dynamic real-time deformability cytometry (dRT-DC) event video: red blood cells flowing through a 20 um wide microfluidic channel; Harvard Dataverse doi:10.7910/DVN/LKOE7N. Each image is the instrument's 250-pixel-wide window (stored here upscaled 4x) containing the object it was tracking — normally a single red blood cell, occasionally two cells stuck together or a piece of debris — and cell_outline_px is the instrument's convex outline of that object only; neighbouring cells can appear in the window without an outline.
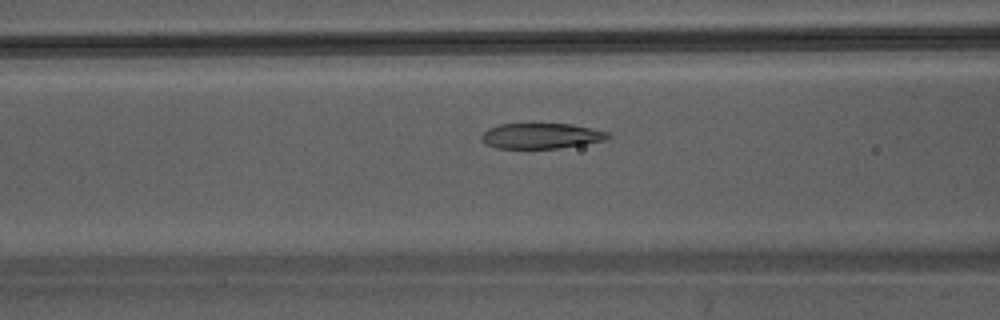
{"species": "Egyptian fruit bat (a non-hibernating species)", "species_latin": "Rousettus aegyptiacus", "temperature_condition": "warm", "stored_images_in_passage": 32, "camera_frame_rate_fps": 3000, "um_per_image_px": 0.085, "animal": {"sex": "male"}, "frame": {"image": 1, "passage_image": 5, "time_ms": 1.333, "image_size_px": [1000, 320], "cell_outline_px": [[612, 136], [604, 140], [584, 144], [560, 148], [496, 148], [484, 144], [480, 140], [480, 136], [488, 128], [500, 124], [572, 124], [592, 128], [608, 132]], "centroid_in_image_um": [45.97, 11.55], "position_along_channel_um": 120.6, "area_um2": 18.84}}
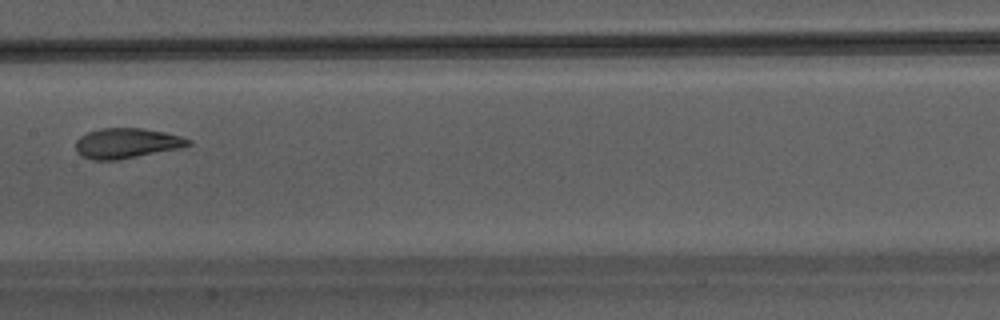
{"frame": {"image": 2, "passage_image": 10, "time_ms": 3.0, "image_size_px": [1000, 320], "cell_outline_px": [[192, 144], [180, 148], [116, 160], [92, 160], [80, 156], [76, 152], [76, 140], [80, 136], [88, 132], [100, 128], [144, 128], [164, 132], [180, 136], [192, 140]], "centroid_in_image_um": [10.74, 12.17], "position_along_channel_um": 196.7, "area_um2": 19.83}}
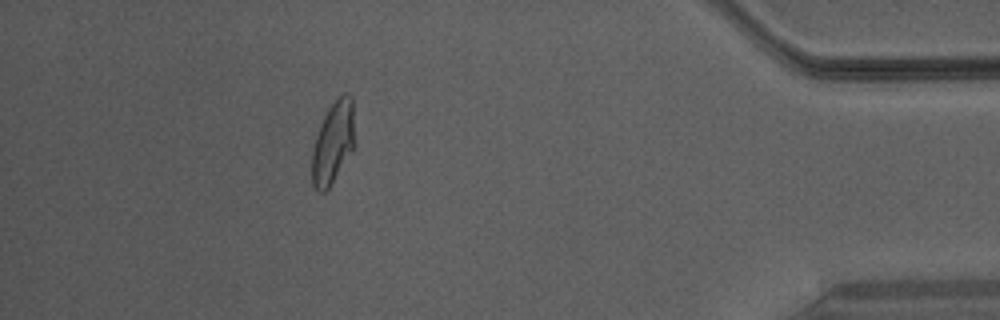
{"frame": {"image": 3, "passage_image": 27, "time_ms": 8.667, "image_size_px": [1000, 320], "cell_outline_px": [[356, 144], [328, 188], [324, 192], [316, 192], [312, 184], [312, 152], [316, 136], [320, 124], [328, 108], [344, 92], [352, 96]], "centroid_in_image_um": [28.33, 12.1], "position_along_channel_um": 406.9, "area_um2": 20.52}}